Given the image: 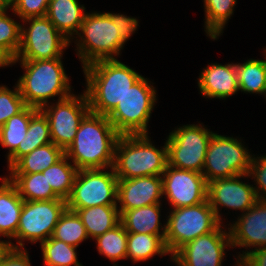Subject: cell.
Listing matches in <instances>:
<instances>
[{
    "label": "cell",
    "instance_id": "obj_1",
    "mask_svg": "<svg viewBox=\"0 0 266 266\" xmlns=\"http://www.w3.org/2000/svg\"><path fill=\"white\" fill-rule=\"evenodd\" d=\"M120 134L105 115L89 112L81 121L65 155L80 169H110Z\"/></svg>",
    "mask_w": 266,
    "mask_h": 266
},
{
    "label": "cell",
    "instance_id": "obj_2",
    "mask_svg": "<svg viewBox=\"0 0 266 266\" xmlns=\"http://www.w3.org/2000/svg\"><path fill=\"white\" fill-rule=\"evenodd\" d=\"M90 112L108 116L142 75L117 59L83 67Z\"/></svg>",
    "mask_w": 266,
    "mask_h": 266
},
{
    "label": "cell",
    "instance_id": "obj_3",
    "mask_svg": "<svg viewBox=\"0 0 266 266\" xmlns=\"http://www.w3.org/2000/svg\"><path fill=\"white\" fill-rule=\"evenodd\" d=\"M61 59L15 60L25 70L17 86L26 106L41 109L50 98L59 96V101L73 94Z\"/></svg>",
    "mask_w": 266,
    "mask_h": 266
},
{
    "label": "cell",
    "instance_id": "obj_4",
    "mask_svg": "<svg viewBox=\"0 0 266 266\" xmlns=\"http://www.w3.org/2000/svg\"><path fill=\"white\" fill-rule=\"evenodd\" d=\"M168 165L167 146L159 150L148 134L120 135L115 146L113 169L118 179L162 176Z\"/></svg>",
    "mask_w": 266,
    "mask_h": 266
},
{
    "label": "cell",
    "instance_id": "obj_5",
    "mask_svg": "<svg viewBox=\"0 0 266 266\" xmlns=\"http://www.w3.org/2000/svg\"><path fill=\"white\" fill-rule=\"evenodd\" d=\"M117 14L86 13L77 35V56L83 67L100 60L117 59L124 42L117 31Z\"/></svg>",
    "mask_w": 266,
    "mask_h": 266
},
{
    "label": "cell",
    "instance_id": "obj_6",
    "mask_svg": "<svg viewBox=\"0 0 266 266\" xmlns=\"http://www.w3.org/2000/svg\"><path fill=\"white\" fill-rule=\"evenodd\" d=\"M143 76L107 116L120 135L148 134V122L156 102V90Z\"/></svg>",
    "mask_w": 266,
    "mask_h": 266
},
{
    "label": "cell",
    "instance_id": "obj_7",
    "mask_svg": "<svg viewBox=\"0 0 266 266\" xmlns=\"http://www.w3.org/2000/svg\"><path fill=\"white\" fill-rule=\"evenodd\" d=\"M168 213L165 245L171 256L187 242L213 232L222 223L208 200L193 206L172 209Z\"/></svg>",
    "mask_w": 266,
    "mask_h": 266
},
{
    "label": "cell",
    "instance_id": "obj_8",
    "mask_svg": "<svg viewBox=\"0 0 266 266\" xmlns=\"http://www.w3.org/2000/svg\"><path fill=\"white\" fill-rule=\"evenodd\" d=\"M242 144L237 138L213 133L202 172L207 183L249 173L253 155Z\"/></svg>",
    "mask_w": 266,
    "mask_h": 266
},
{
    "label": "cell",
    "instance_id": "obj_9",
    "mask_svg": "<svg viewBox=\"0 0 266 266\" xmlns=\"http://www.w3.org/2000/svg\"><path fill=\"white\" fill-rule=\"evenodd\" d=\"M213 133L202 124H187L170 132L166 138L168 165L202 173Z\"/></svg>",
    "mask_w": 266,
    "mask_h": 266
},
{
    "label": "cell",
    "instance_id": "obj_10",
    "mask_svg": "<svg viewBox=\"0 0 266 266\" xmlns=\"http://www.w3.org/2000/svg\"><path fill=\"white\" fill-rule=\"evenodd\" d=\"M67 209L64 199L24 201L17 228V244L8 242L10 248L23 249V242L41 243L50 238L61 215Z\"/></svg>",
    "mask_w": 266,
    "mask_h": 266
},
{
    "label": "cell",
    "instance_id": "obj_11",
    "mask_svg": "<svg viewBox=\"0 0 266 266\" xmlns=\"http://www.w3.org/2000/svg\"><path fill=\"white\" fill-rule=\"evenodd\" d=\"M29 27L21 25L20 47L15 60H49L62 58L71 41L45 17L27 18ZM25 27V28H24Z\"/></svg>",
    "mask_w": 266,
    "mask_h": 266
},
{
    "label": "cell",
    "instance_id": "obj_12",
    "mask_svg": "<svg viewBox=\"0 0 266 266\" xmlns=\"http://www.w3.org/2000/svg\"><path fill=\"white\" fill-rule=\"evenodd\" d=\"M105 169H80L77 171L67 209L76 211L99 205H118V178L113 167Z\"/></svg>",
    "mask_w": 266,
    "mask_h": 266
},
{
    "label": "cell",
    "instance_id": "obj_13",
    "mask_svg": "<svg viewBox=\"0 0 266 266\" xmlns=\"http://www.w3.org/2000/svg\"><path fill=\"white\" fill-rule=\"evenodd\" d=\"M49 105L40 110L48 119L52 142L65 151L73 142L81 121L90 112L88 98L84 91L82 95L72 94L54 106Z\"/></svg>",
    "mask_w": 266,
    "mask_h": 266
},
{
    "label": "cell",
    "instance_id": "obj_14",
    "mask_svg": "<svg viewBox=\"0 0 266 266\" xmlns=\"http://www.w3.org/2000/svg\"><path fill=\"white\" fill-rule=\"evenodd\" d=\"M221 225L180 247L171 256L173 262L178 266H222L225 249L232 244L229 229L227 232Z\"/></svg>",
    "mask_w": 266,
    "mask_h": 266
},
{
    "label": "cell",
    "instance_id": "obj_15",
    "mask_svg": "<svg viewBox=\"0 0 266 266\" xmlns=\"http://www.w3.org/2000/svg\"><path fill=\"white\" fill-rule=\"evenodd\" d=\"M163 195L176 209L207 200L208 183L202 173L167 165L162 174Z\"/></svg>",
    "mask_w": 266,
    "mask_h": 266
},
{
    "label": "cell",
    "instance_id": "obj_16",
    "mask_svg": "<svg viewBox=\"0 0 266 266\" xmlns=\"http://www.w3.org/2000/svg\"><path fill=\"white\" fill-rule=\"evenodd\" d=\"M249 174L208 182L207 200L221 222L220 207L241 210L245 213L258 201L253 185L240 181ZM219 206V207H218Z\"/></svg>",
    "mask_w": 266,
    "mask_h": 266
},
{
    "label": "cell",
    "instance_id": "obj_17",
    "mask_svg": "<svg viewBox=\"0 0 266 266\" xmlns=\"http://www.w3.org/2000/svg\"><path fill=\"white\" fill-rule=\"evenodd\" d=\"M163 197L162 176H142L132 179H118V210H131L161 203Z\"/></svg>",
    "mask_w": 266,
    "mask_h": 266
},
{
    "label": "cell",
    "instance_id": "obj_18",
    "mask_svg": "<svg viewBox=\"0 0 266 266\" xmlns=\"http://www.w3.org/2000/svg\"><path fill=\"white\" fill-rule=\"evenodd\" d=\"M232 247L254 249L266 247V202L258 200L254 206L230 225ZM253 246V247H252Z\"/></svg>",
    "mask_w": 266,
    "mask_h": 266
},
{
    "label": "cell",
    "instance_id": "obj_19",
    "mask_svg": "<svg viewBox=\"0 0 266 266\" xmlns=\"http://www.w3.org/2000/svg\"><path fill=\"white\" fill-rule=\"evenodd\" d=\"M198 87L206 98L226 99L239 91L236 64L212 63L200 73Z\"/></svg>",
    "mask_w": 266,
    "mask_h": 266
},
{
    "label": "cell",
    "instance_id": "obj_20",
    "mask_svg": "<svg viewBox=\"0 0 266 266\" xmlns=\"http://www.w3.org/2000/svg\"><path fill=\"white\" fill-rule=\"evenodd\" d=\"M86 13L84 5H80L78 0H50L46 17L70 41L73 35L79 33Z\"/></svg>",
    "mask_w": 266,
    "mask_h": 266
},
{
    "label": "cell",
    "instance_id": "obj_21",
    "mask_svg": "<svg viewBox=\"0 0 266 266\" xmlns=\"http://www.w3.org/2000/svg\"><path fill=\"white\" fill-rule=\"evenodd\" d=\"M0 181V236L14 240L24 200L8 176Z\"/></svg>",
    "mask_w": 266,
    "mask_h": 266
},
{
    "label": "cell",
    "instance_id": "obj_22",
    "mask_svg": "<svg viewBox=\"0 0 266 266\" xmlns=\"http://www.w3.org/2000/svg\"><path fill=\"white\" fill-rule=\"evenodd\" d=\"M160 208L161 203H157L131 210H119L120 223L128 233L165 235L166 223L162 226L160 222Z\"/></svg>",
    "mask_w": 266,
    "mask_h": 266
},
{
    "label": "cell",
    "instance_id": "obj_23",
    "mask_svg": "<svg viewBox=\"0 0 266 266\" xmlns=\"http://www.w3.org/2000/svg\"><path fill=\"white\" fill-rule=\"evenodd\" d=\"M85 226L88 237L93 240L120 223L117 205H99L75 211Z\"/></svg>",
    "mask_w": 266,
    "mask_h": 266
},
{
    "label": "cell",
    "instance_id": "obj_24",
    "mask_svg": "<svg viewBox=\"0 0 266 266\" xmlns=\"http://www.w3.org/2000/svg\"><path fill=\"white\" fill-rule=\"evenodd\" d=\"M49 143H52L49 122L44 113L39 109L30 119L28 130L23 140V148H17L7 157L8 169L21 157Z\"/></svg>",
    "mask_w": 266,
    "mask_h": 266
},
{
    "label": "cell",
    "instance_id": "obj_25",
    "mask_svg": "<svg viewBox=\"0 0 266 266\" xmlns=\"http://www.w3.org/2000/svg\"><path fill=\"white\" fill-rule=\"evenodd\" d=\"M65 155V151L53 142L34 149L21 157L10 169V174H32L43 172Z\"/></svg>",
    "mask_w": 266,
    "mask_h": 266
},
{
    "label": "cell",
    "instance_id": "obj_26",
    "mask_svg": "<svg viewBox=\"0 0 266 266\" xmlns=\"http://www.w3.org/2000/svg\"><path fill=\"white\" fill-rule=\"evenodd\" d=\"M9 180L16 186L24 201L61 199L52 189L42 172L32 174H10Z\"/></svg>",
    "mask_w": 266,
    "mask_h": 266
},
{
    "label": "cell",
    "instance_id": "obj_27",
    "mask_svg": "<svg viewBox=\"0 0 266 266\" xmlns=\"http://www.w3.org/2000/svg\"><path fill=\"white\" fill-rule=\"evenodd\" d=\"M170 254L165 245V235H151L144 233H128L127 259L134 263L149 260L154 255Z\"/></svg>",
    "mask_w": 266,
    "mask_h": 266
},
{
    "label": "cell",
    "instance_id": "obj_28",
    "mask_svg": "<svg viewBox=\"0 0 266 266\" xmlns=\"http://www.w3.org/2000/svg\"><path fill=\"white\" fill-rule=\"evenodd\" d=\"M39 109L26 106L21 112L9 118L0 128V144L7 148L9 157L17 148H23L31 117Z\"/></svg>",
    "mask_w": 266,
    "mask_h": 266
},
{
    "label": "cell",
    "instance_id": "obj_29",
    "mask_svg": "<svg viewBox=\"0 0 266 266\" xmlns=\"http://www.w3.org/2000/svg\"><path fill=\"white\" fill-rule=\"evenodd\" d=\"M236 74L239 91L264 94L266 97V59H248L243 64L236 63Z\"/></svg>",
    "mask_w": 266,
    "mask_h": 266
},
{
    "label": "cell",
    "instance_id": "obj_30",
    "mask_svg": "<svg viewBox=\"0 0 266 266\" xmlns=\"http://www.w3.org/2000/svg\"><path fill=\"white\" fill-rule=\"evenodd\" d=\"M78 169L69 162L64 155L59 161L49 166L42 173L46 175V180L51 185L53 191L64 200H67L72 192L73 183Z\"/></svg>",
    "mask_w": 266,
    "mask_h": 266
},
{
    "label": "cell",
    "instance_id": "obj_31",
    "mask_svg": "<svg viewBox=\"0 0 266 266\" xmlns=\"http://www.w3.org/2000/svg\"><path fill=\"white\" fill-rule=\"evenodd\" d=\"M205 11V32L213 40H216L225 24L233 14L237 0H203Z\"/></svg>",
    "mask_w": 266,
    "mask_h": 266
},
{
    "label": "cell",
    "instance_id": "obj_32",
    "mask_svg": "<svg viewBox=\"0 0 266 266\" xmlns=\"http://www.w3.org/2000/svg\"><path fill=\"white\" fill-rule=\"evenodd\" d=\"M128 232L119 223L113 229L95 238L99 254L112 262L126 259Z\"/></svg>",
    "mask_w": 266,
    "mask_h": 266
},
{
    "label": "cell",
    "instance_id": "obj_33",
    "mask_svg": "<svg viewBox=\"0 0 266 266\" xmlns=\"http://www.w3.org/2000/svg\"><path fill=\"white\" fill-rule=\"evenodd\" d=\"M52 237L74 247L89 238L78 214L69 209L61 215Z\"/></svg>",
    "mask_w": 266,
    "mask_h": 266
},
{
    "label": "cell",
    "instance_id": "obj_34",
    "mask_svg": "<svg viewBox=\"0 0 266 266\" xmlns=\"http://www.w3.org/2000/svg\"><path fill=\"white\" fill-rule=\"evenodd\" d=\"M45 266H83L77 260V247L53 238L40 243Z\"/></svg>",
    "mask_w": 266,
    "mask_h": 266
},
{
    "label": "cell",
    "instance_id": "obj_35",
    "mask_svg": "<svg viewBox=\"0 0 266 266\" xmlns=\"http://www.w3.org/2000/svg\"><path fill=\"white\" fill-rule=\"evenodd\" d=\"M14 90H10L6 86H0V128L12 116L21 112L26 104L20 95L17 84Z\"/></svg>",
    "mask_w": 266,
    "mask_h": 266
},
{
    "label": "cell",
    "instance_id": "obj_36",
    "mask_svg": "<svg viewBox=\"0 0 266 266\" xmlns=\"http://www.w3.org/2000/svg\"><path fill=\"white\" fill-rule=\"evenodd\" d=\"M21 25L6 12L0 15V46L16 57L20 47Z\"/></svg>",
    "mask_w": 266,
    "mask_h": 266
},
{
    "label": "cell",
    "instance_id": "obj_37",
    "mask_svg": "<svg viewBox=\"0 0 266 266\" xmlns=\"http://www.w3.org/2000/svg\"><path fill=\"white\" fill-rule=\"evenodd\" d=\"M50 0H17L11 10L25 20L27 18L45 17Z\"/></svg>",
    "mask_w": 266,
    "mask_h": 266
},
{
    "label": "cell",
    "instance_id": "obj_38",
    "mask_svg": "<svg viewBox=\"0 0 266 266\" xmlns=\"http://www.w3.org/2000/svg\"><path fill=\"white\" fill-rule=\"evenodd\" d=\"M248 174L256 182L254 189L258 200L266 202V155L253 156Z\"/></svg>",
    "mask_w": 266,
    "mask_h": 266
},
{
    "label": "cell",
    "instance_id": "obj_39",
    "mask_svg": "<svg viewBox=\"0 0 266 266\" xmlns=\"http://www.w3.org/2000/svg\"><path fill=\"white\" fill-rule=\"evenodd\" d=\"M0 266H31L29 254L25 248H10L0 259Z\"/></svg>",
    "mask_w": 266,
    "mask_h": 266
},
{
    "label": "cell",
    "instance_id": "obj_40",
    "mask_svg": "<svg viewBox=\"0 0 266 266\" xmlns=\"http://www.w3.org/2000/svg\"><path fill=\"white\" fill-rule=\"evenodd\" d=\"M246 251L238 255L236 266H266V247Z\"/></svg>",
    "mask_w": 266,
    "mask_h": 266
},
{
    "label": "cell",
    "instance_id": "obj_41",
    "mask_svg": "<svg viewBox=\"0 0 266 266\" xmlns=\"http://www.w3.org/2000/svg\"><path fill=\"white\" fill-rule=\"evenodd\" d=\"M138 25V20L134 17H129L123 14H117V31L121 40L125 43L128 38L135 33Z\"/></svg>",
    "mask_w": 266,
    "mask_h": 266
},
{
    "label": "cell",
    "instance_id": "obj_42",
    "mask_svg": "<svg viewBox=\"0 0 266 266\" xmlns=\"http://www.w3.org/2000/svg\"><path fill=\"white\" fill-rule=\"evenodd\" d=\"M15 63V57L4 47L0 46V67Z\"/></svg>",
    "mask_w": 266,
    "mask_h": 266
},
{
    "label": "cell",
    "instance_id": "obj_43",
    "mask_svg": "<svg viewBox=\"0 0 266 266\" xmlns=\"http://www.w3.org/2000/svg\"><path fill=\"white\" fill-rule=\"evenodd\" d=\"M9 241L6 240H0V259L3 256V254L9 249Z\"/></svg>",
    "mask_w": 266,
    "mask_h": 266
},
{
    "label": "cell",
    "instance_id": "obj_44",
    "mask_svg": "<svg viewBox=\"0 0 266 266\" xmlns=\"http://www.w3.org/2000/svg\"><path fill=\"white\" fill-rule=\"evenodd\" d=\"M8 8H10V6L4 0H0V15L7 12Z\"/></svg>",
    "mask_w": 266,
    "mask_h": 266
},
{
    "label": "cell",
    "instance_id": "obj_45",
    "mask_svg": "<svg viewBox=\"0 0 266 266\" xmlns=\"http://www.w3.org/2000/svg\"><path fill=\"white\" fill-rule=\"evenodd\" d=\"M9 6L10 8L13 6V4L17 1V0H4Z\"/></svg>",
    "mask_w": 266,
    "mask_h": 266
}]
</instances>
